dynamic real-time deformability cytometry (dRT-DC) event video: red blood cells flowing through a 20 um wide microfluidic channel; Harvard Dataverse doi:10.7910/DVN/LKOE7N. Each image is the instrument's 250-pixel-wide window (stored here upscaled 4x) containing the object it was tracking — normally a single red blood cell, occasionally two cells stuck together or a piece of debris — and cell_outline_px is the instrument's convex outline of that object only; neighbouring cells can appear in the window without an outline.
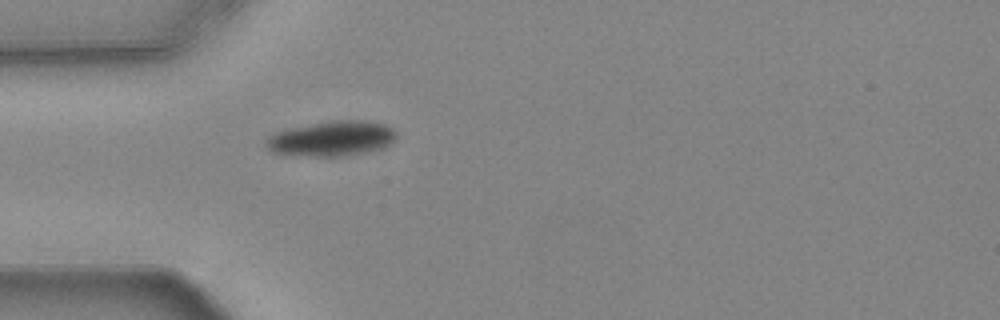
{"species": "common noctule bat (a hibernating species)", "species_latin": "Nyctalus noctula", "temperature_condition": "warm", "stored_images_in_passage": 40, "camera_frame_rate_fps": 3000, "um_per_image_px": 0.085, "animal": {"sex": "female", "body_mass_g": 24.6, "forearm_length_mm": 56.2}, "frame": {"image": 1, "passage_image": 1, "time_ms": 0.0, "image_size_px": [1000, 320], "cell_outline_px": [[396, 136], [388, 144], [380, 148], [340, 156], [312, 156], [272, 152], [268, 148], [268, 136], [276, 132], [288, 128], [312, 124], [384, 124], [392, 128], [396, 132]], "centroid_in_image_um": [28.11, 11.84], "position_along_channel_um": 56.9, "area_um2": 24.45}}
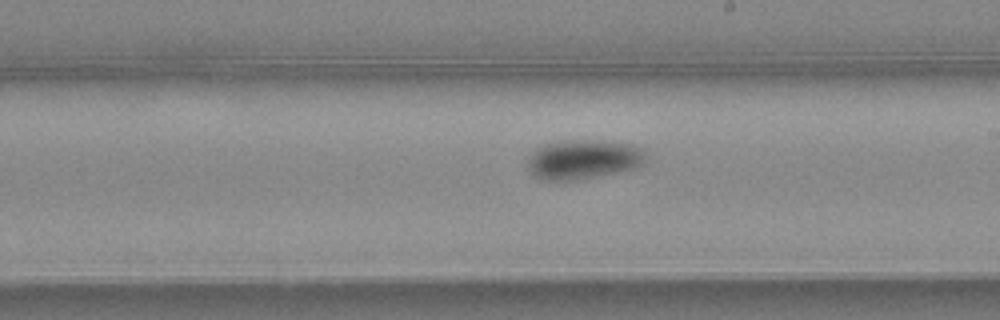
{"frame": {"image": 2, "passage_image": 16, "time_ms": 5.0, "image_size_px": [1000, 320], "cell_outline_px": [[648, 160], [644, 164], [636, 168], [576, 180], [540, 180], [532, 176], [528, 168], [528, 160], [532, 152], [536, 148], [544, 144], [564, 140], [600, 140], [632, 144], [640, 148]], "centroid_in_image_um": [49.57, 13.54], "position_along_channel_um": 239.4, "area_um2": 27.4}}
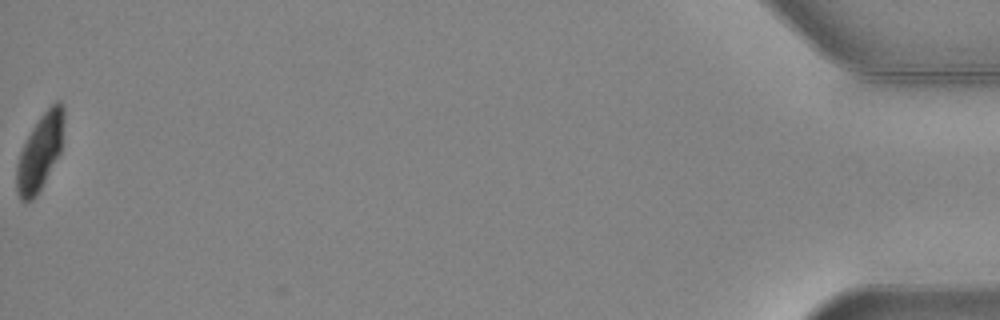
{"frame": {"image": 3, "passage_image": 40, "time_ms": 13.0, "image_size_px": [1000, 320], "cell_outline_px": [[64, 120], [60, 152], [36, 196], [32, 200], [20, 200], [16, 192], [16, 164], [20, 152], [32, 128], [40, 116], [56, 100], [60, 100], [64, 104]], "centroid_in_image_um": [3.39, 12.9], "position_along_channel_um": 431.8, "area_um2": 20.75}, "authors_computed_cell_mechanics": {"area_um2": 25.2586, "velocity_mm_per_s": 3.7332, "shape_relaxation_time_tau1_ms": 4.3072, "shape_relaxation_time_tau2_ms": null, "deformation_change_tau1": 0.1201, "deformation_change_tau2": null}}